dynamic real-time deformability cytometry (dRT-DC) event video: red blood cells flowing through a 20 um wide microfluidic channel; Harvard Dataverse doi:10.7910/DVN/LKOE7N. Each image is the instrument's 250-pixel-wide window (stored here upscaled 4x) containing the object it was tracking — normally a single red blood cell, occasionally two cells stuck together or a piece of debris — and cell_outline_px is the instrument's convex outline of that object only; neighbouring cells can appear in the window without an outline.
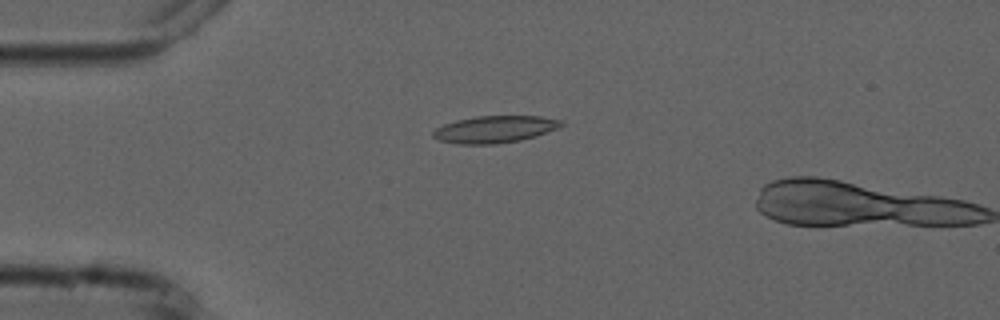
{"species": "common noctule bat (a hibernating species)", "species_latin": "Nyctalus noctula", "temperature_condition": "cold", "stored_images_in_passage": 5, "camera_frame_rate_fps": 3000, "um_per_image_px": 0.085, "animal": {"sex": "male", "forearm_length_mm": 52.5}, "frame": {"image": 1, "passage_image": 4, "time_ms": 3.333, "image_size_px": [1000, 320], "cell_outline_px": [[564, 124], [556, 128], [536, 136], [520, 140], [496, 144], [456, 144], [440, 140], [432, 136], [432, 132], [436, 128], [444, 124], [456, 120], [476, 116], [540, 116], [564, 120]], "centroid_in_image_um": [42.05, 10.98], "position_along_channel_um": 43.0, "area_um2": 20.17}}